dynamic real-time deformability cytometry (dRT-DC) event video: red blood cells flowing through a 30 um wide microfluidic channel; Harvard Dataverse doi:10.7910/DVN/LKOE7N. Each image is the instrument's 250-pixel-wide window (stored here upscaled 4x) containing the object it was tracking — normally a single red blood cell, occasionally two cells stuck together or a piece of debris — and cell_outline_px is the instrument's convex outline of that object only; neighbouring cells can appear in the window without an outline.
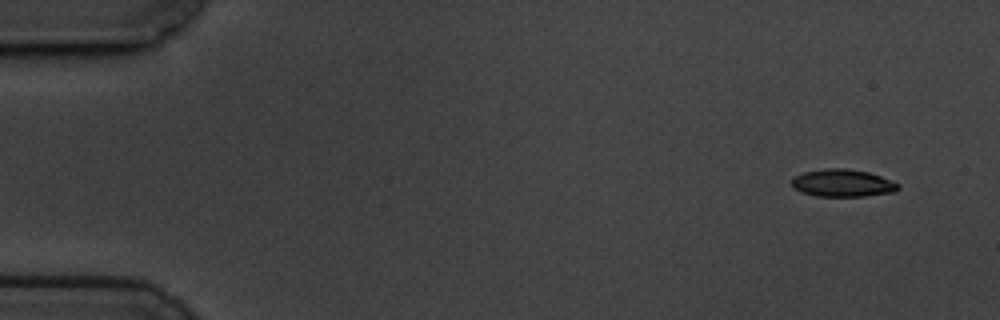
{"species": "common noctule bat (a hibernating species)", "species_latin": "Nyctalus noctula", "temperature_condition": "cold", "stored_images_in_passage": 55, "camera_frame_rate_fps": 3000, "um_per_image_px": 0.085, "animal": {"sex": "male", "body_mass_g": 19.5, "forearm_length_mm": 54.6}, "frame": {"image": 1, "passage_image": 1, "time_ms": 0.0, "image_size_px": [1000, 320], "cell_outline_px": [[900, 188], [896, 192], [864, 196], [816, 196], [792, 188], [792, 176], [804, 172], [828, 168], [844, 168], [868, 172], [880, 176], [900, 184]], "centroid_in_image_um": [71.63, 15.56], "position_along_channel_um": 13.4, "area_um2": 17.05}}
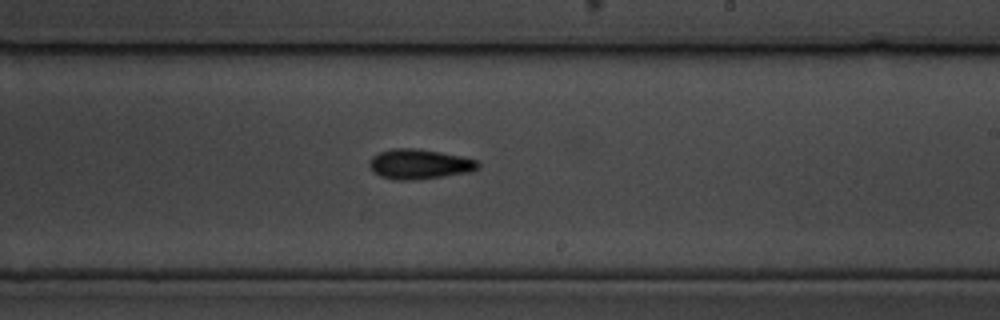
{"frame": {"image": 2, "passage_image": 32, "time_ms": 10.333, "image_size_px": [1000, 320], "cell_outline_px": [[480, 168], [468, 172], [444, 176], [412, 180], [392, 180], [380, 176], [372, 172], [368, 164], [372, 156], [380, 152], [392, 148], [416, 148], [440, 152], [460, 156], [476, 160], [480, 164]], "centroid_in_image_um": [35.61, 13.95], "position_along_channel_um": 253.4, "area_um2": 19.02}}
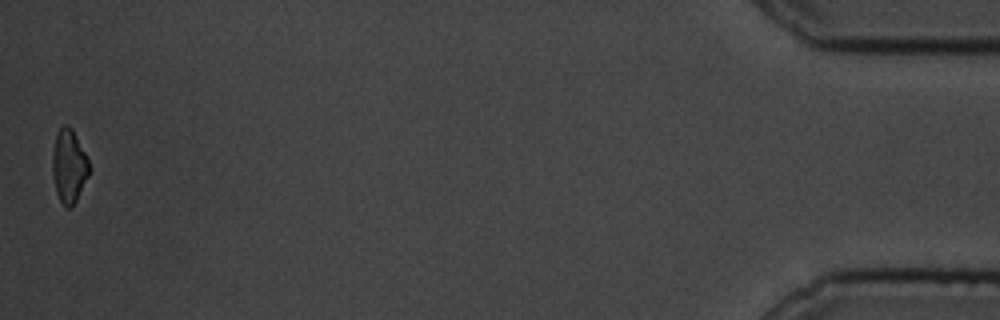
{"frame": {"image": 3, "passage_image": 55, "time_ms": 18.0, "image_size_px": [1000, 320], "cell_outline_px": [[88, 176], [76, 200], [68, 208], [64, 208], [56, 192], [52, 172], [52, 152], [56, 132], [64, 124], [68, 124], [72, 128], [88, 160]], "centroid_in_image_um": [5.82, 14.09], "position_along_channel_um": 429.4, "area_um2": 15.55}, "authors_computed_cell_mechanics": {"area_um2": 17.5712, "velocity_mm_per_s": 3.4646, "shape_relaxation_time_tau1_ms": 2.7722, "shape_relaxation_time_tau2_ms": 6.5626, "deformation_change_tau1": 0.1104, "deformation_change_tau2": 0.1409}}